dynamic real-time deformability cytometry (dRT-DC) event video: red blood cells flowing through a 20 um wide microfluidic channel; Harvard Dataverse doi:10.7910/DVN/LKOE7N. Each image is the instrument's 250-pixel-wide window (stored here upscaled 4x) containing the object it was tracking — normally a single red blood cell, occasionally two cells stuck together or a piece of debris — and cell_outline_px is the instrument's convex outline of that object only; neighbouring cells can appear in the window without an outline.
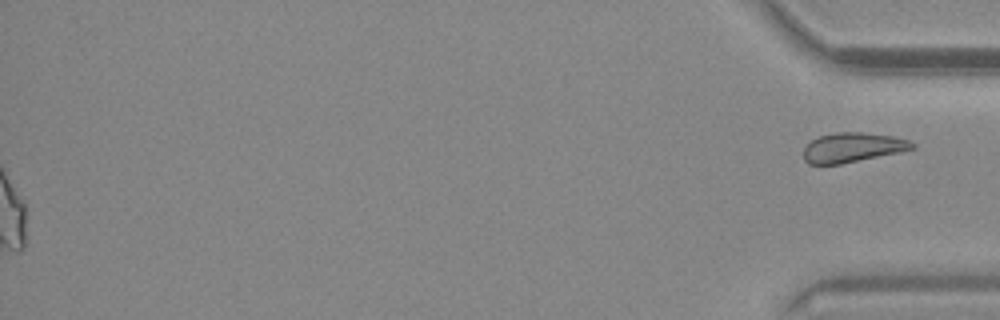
{"species": "common noctule bat (a hibernating species)", "species_latin": "Nyctalus noctula", "temperature_condition": "warm", "stored_images_in_passage": 55, "segment_of_instrument_passage": [2, 2], "camera_frame_rate_fps": 3000, "um_per_image_px": 0.085, "animal": {"sex": "male", "body_mass_g": 20.4}, "frame": {"image": 1, "passage_image": 55, "time_ms": 18.0, "image_size_px": [1000, 320], "cell_outline_px": [[916, 148], [900, 152], [840, 164], [808, 164], [804, 160], [804, 148], [812, 140], [820, 136], [836, 132], [864, 132], [892, 136], [908, 140], [916, 144]], "centroid_in_image_um": [72.48, 12.53], "position_along_channel_um": 362.7, "area_um2": 18.67}}